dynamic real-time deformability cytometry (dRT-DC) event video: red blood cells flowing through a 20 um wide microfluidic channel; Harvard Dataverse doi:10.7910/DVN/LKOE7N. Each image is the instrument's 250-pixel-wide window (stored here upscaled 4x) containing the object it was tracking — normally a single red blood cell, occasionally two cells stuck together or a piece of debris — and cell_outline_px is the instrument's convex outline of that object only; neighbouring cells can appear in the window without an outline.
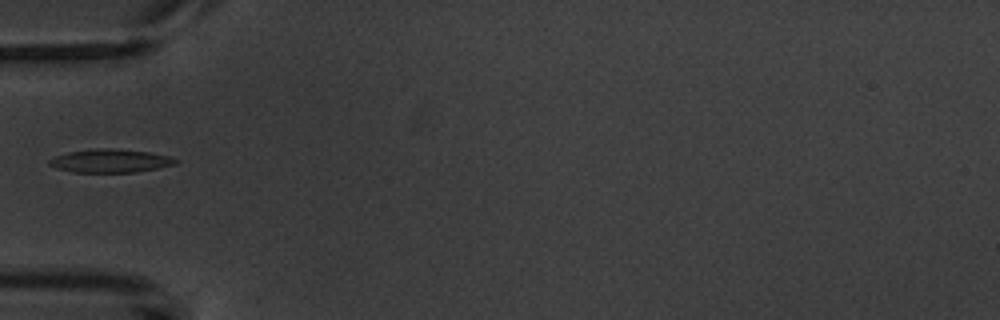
{"species": "common noctule bat (a hibernating species)", "species_latin": "Nyctalus noctula", "temperature_condition": "warm", "stored_images_in_passage": 1, "camera_frame_rate_fps": 3000, "um_per_image_px": 0.085, "animal": {"sex": "male", "body_mass_g": 20.1, "forearm_length_mm": 53.5}, "frame": {"image": 1, "passage_image": 1, "time_ms": 0.0, "image_size_px": [1000, 320], "cell_outline_px": [[180, 160], [176, 164], [136, 172], [72, 172], [56, 168], [48, 164], [48, 160], [56, 156], [68, 152], [100, 148], [112, 148], [148, 152], [168, 156]], "centroid_in_image_um": [9.37, 13.67], "position_along_channel_um": 75.6, "area_um2": 17.05}}